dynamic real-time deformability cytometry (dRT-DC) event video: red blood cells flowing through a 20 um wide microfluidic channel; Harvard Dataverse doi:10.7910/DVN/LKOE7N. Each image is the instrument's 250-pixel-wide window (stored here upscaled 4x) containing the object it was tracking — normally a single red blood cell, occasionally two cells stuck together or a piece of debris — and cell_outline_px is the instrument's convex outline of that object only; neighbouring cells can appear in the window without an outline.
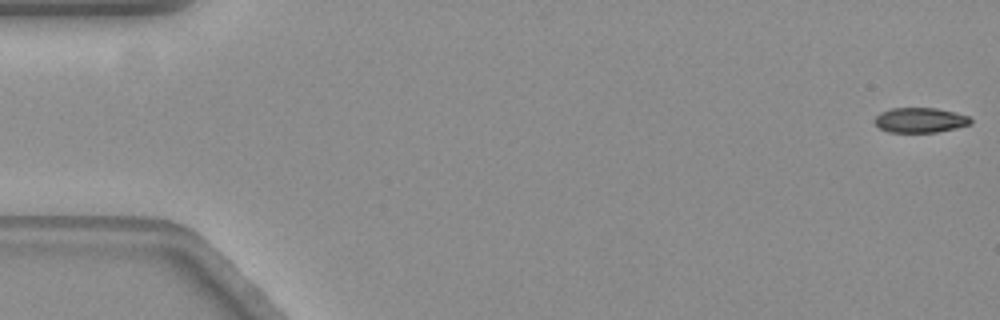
{"species": "common noctule bat (a hibernating species)", "species_latin": "Nyctalus noctula", "temperature_condition": "warm", "stored_images_in_passage": 58, "camera_frame_rate_fps": 3000, "um_per_image_px": 0.085, "animal": {"sex": "female", "body_mass_g": 19.3, "forearm_length_mm": 54.1}, "frame": {"image": 1, "passage_image": 1, "time_ms": 0.0, "image_size_px": [1000, 320], "cell_outline_px": [[972, 124], [956, 128], [936, 132], [888, 132], [880, 128], [872, 120], [880, 112], [892, 108], [936, 108], [968, 116], [972, 120]], "centroid_in_image_um": [78.19, 10.21], "position_along_channel_um": 6.8, "area_um2": 13.93}}
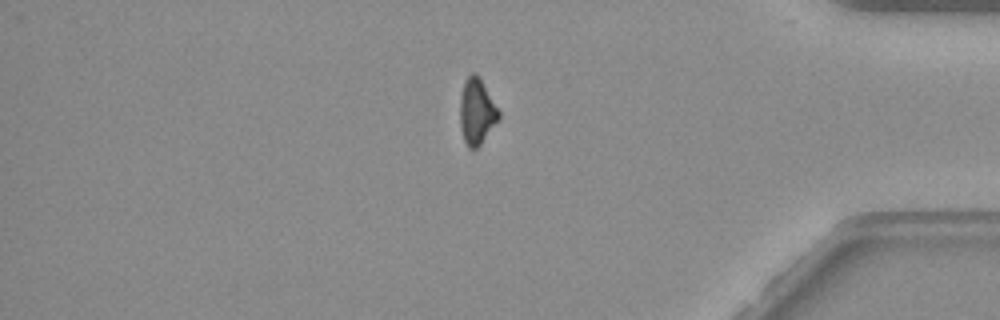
{"frame": {"image": 2, "passage_image": 49, "time_ms": 16.0, "image_size_px": [1000, 320], "cell_outline_px": [[500, 120], [480, 144], [476, 148], [468, 148], [464, 140], [460, 128], [460, 100], [464, 80], [472, 72], [480, 80], [500, 112]], "centroid_in_image_um": [40.52, 9.53], "position_along_channel_um": 394.7, "area_um2": 14.62}}
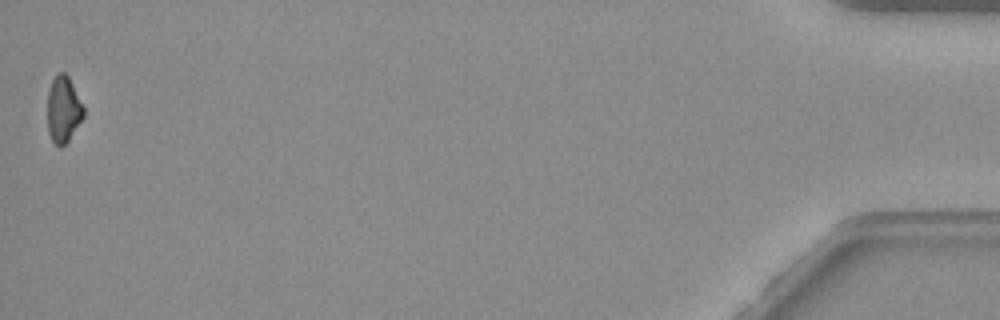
{"frame": {"image": 3, "passage_image": 58, "time_ms": 19.0, "image_size_px": [1000, 320], "cell_outline_px": [[84, 116], [68, 140], [60, 148], [52, 140], [48, 132], [48, 88], [56, 72], [64, 72], [68, 76], [84, 108]], "centroid_in_image_um": [5.37, 9.27], "position_along_channel_um": 429.8, "area_um2": 13.81}}